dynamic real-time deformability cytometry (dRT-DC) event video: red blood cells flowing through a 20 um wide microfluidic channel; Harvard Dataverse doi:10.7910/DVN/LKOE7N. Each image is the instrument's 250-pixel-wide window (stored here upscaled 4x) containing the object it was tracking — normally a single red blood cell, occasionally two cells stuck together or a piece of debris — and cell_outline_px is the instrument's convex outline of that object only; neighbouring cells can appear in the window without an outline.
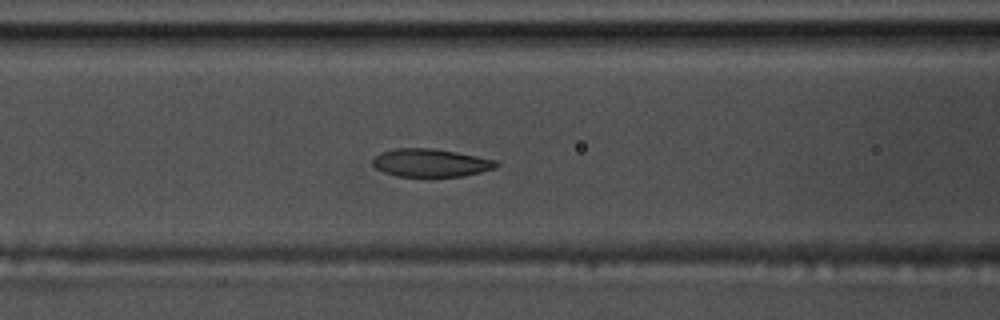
{"species": "common noctule bat (a hibernating species)", "species_latin": "Nyctalus noctula", "temperature_condition": "warm", "stored_images_in_passage": 46, "camera_frame_rate_fps": 3000, "um_per_image_px": 0.085, "animal": {"sex": "male", "body_mass_g": 17.5, "forearm_length_mm": 52.3}, "frame": {"image": 1, "passage_image": 13, "time_ms": 4.0, "image_size_px": [1000, 320], "cell_outline_px": [[500, 164], [496, 168], [464, 176], [396, 176], [384, 172], [376, 168], [372, 164], [372, 160], [380, 152], [392, 148], [432, 148], [456, 152], [496, 160]], "centroid_in_image_um": [36.6, 13.83], "position_along_channel_um": 130.0, "area_um2": 20.17}}
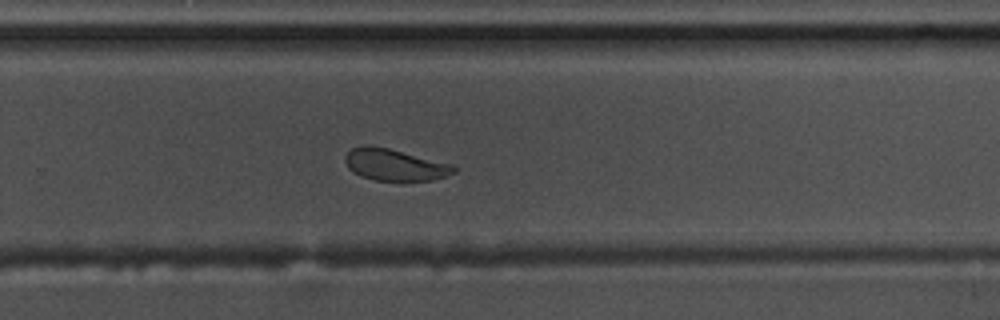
{"frame": {"image": 2, "passage_image": 27, "time_ms": 8.667, "image_size_px": [1000, 320], "cell_outline_px": [[456, 172], [432, 180], [372, 180], [360, 176], [348, 168], [344, 160], [344, 156], [352, 148], [360, 144], [372, 144], [452, 164], [456, 168]], "centroid_in_image_um": [33.49, 13.98], "position_along_channel_um": 296.3, "area_um2": 20.11}}
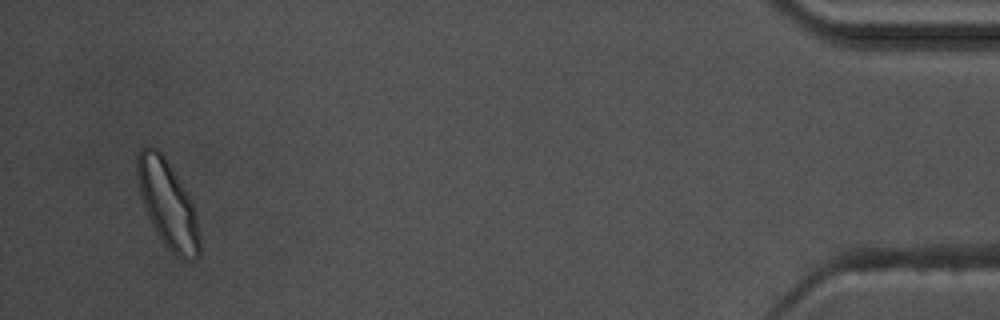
{"frame": {"image": 3, "passage_image": 44, "time_ms": 14.333, "image_size_px": [1000, 320], "cell_outline_px": [[200, 256], [196, 260], [188, 260], [172, 252], [164, 244], [156, 232], [148, 216], [140, 192], [136, 172], [136, 156], [140, 148], [144, 144], [148, 144], [156, 148], [164, 156], [188, 196], [192, 204], [196, 216], [200, 236]], "centroid_in_image_um": [14.24, 17.33], "position_along_channel_um": 421.0, "area_um2": 31.27}, "authors_computed_cell_mechanics": {"area_um2": 21.1548, "velocity_mm_per_s": 3.5737, "shape_relaxation_time_tau1_ms": 2.2043, "shape_relaxation_time_tau2_ms": 1.2075, "deformation_change_tau1": 0.1164, "deformation_change_tau2": 0.0609}}